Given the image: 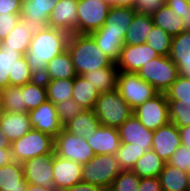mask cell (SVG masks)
<instances>
[{
    "label": "cell",
    "instance_id": "6da1fadb",
    "mask_svg": "<svg viewBox=\"0 0 190 191\" xmlns=\"http://www.w3.org/2000/svg\"><path fill=\"white\" fill-rule=\"evenodd\" d=\"M69 34L63 30L46 27L32 37L25 57L36 79H44L47 63L67 49Z\"/></svg>",
    "mask_w": 190,
    "mask_h": 191
},
{
    "label": "cell",
    "instance_id": "7a4b0ae2",
    "mask_svg": "<svg viewBox=\"0 0 190 191\" xmlns=\"http://www.w3.org/2000/svg\"><path fill=\"white\" fill-rule=\"evenodd\" d=\"M67 50L71 54L77 75H82L109 66H116L108 56L97 47L89 34L69 35Z\"/></svg>",
    "mask_w": 190,
    "mask_h": 191
},
{
    "label": "cell",
    "instance_id": "3957f363",
    "mask_svg": "<svg viewBox=\"0 0 190 191\" xmlns=\"http://www.w3.org/2000/svg\"><path fill=\"white\" fill-rule=\"evenodd\" d=\"M93 110L102 126L117 129L133 114L130 105L117 90L100 93Z\"/></svg>",
    "mask_w": 190,
    "mask_h": 191
},
{
    "label": "cell",
    "instance_id": "277c9868",
    "mask_svg": "<svg viewBox=\"0 0 190 191\" xmlns=\"http://www.w3.org/2000/svg\"><path fill=\"white\" fill-rule=\"evenodd\" d=\"M121 171L115 154L95 155L82 165V182L97 185L108 191Z\"/></svg>",
    "mask_w": 190,
    "mask_h": 191
},
{
    "label": "cell",
    "instance_id": "5b68a950",
    "mask_svg": "<svg viewBox=\"0 0 190 191\" xmlns=\"http://www.w3.org/2000/svg\"><path fill=\"white\" fill-rule=\"evenodd\" d=\"M53 146L54 138L51 135L32 129L11 143V151L14 161L23 163L27 159L52 154Z\"/></svg>",
    "mask_w": 190,
    "mask_h": 191
},
{
    "label": "cell",
    "instance_id": "8992f818",
    "mask_svg": "<svg viewBox=\"0 0 190 191\" xmlns=\"http://www.w3.org/2000/svg\"><path fill=\"white\" fill-rule=\"evenodd\" d=\"M138 75L141 79L150 83L158 92L165 93L176 81L179 70L169 56L159 55L141 67Z\"/></svg>",
    "mask_w": 190,
    "mask_h": 191
},
{
    "label": "cell",
    "instance_id": "52a82bcc",
    "mask_svg": "<svg viewBox=\"0 0 190 191\" xmlns=\"http://www.w3.org/2000/svg\"><path fill=\"white\" fill-rule=\"evenodd\" d=\"M116 90L132 110L158 93L150 83L141 79L138 73L123 71H118Z\"/></svg>",
    "mask_w": 190,
    "mask_h": 191
},
{
    "label": "cell",
    "instance_id": "ba28073f",
    "mask_svg": "<svg viewBox=\"0 0 190 191\" xmlns=\"http://www.w3.org/2000/svg\"><path fill=\"white\" fill-rule=\"evenodd\" d=\"M54 154L75 161L81 165L95 156L86 138L78 137L64 128L54 137Z\"/></svg>",
    "mask_w": 190,
    "mask_h": 191
},
{
    "label": "cell",
    "instance_id": "9c48e42d",
    "mask_svg": "<svg viewBox=\"0 0 190 191\" xmlns=\"http://www.w3.org/2000/svg\"><path fill=\"white\" fill-rule=\"evenodd\" d=\"M133 114L150 130L170 122L169 104L165 93L158 92L155 96L145 101L133 110Z\"/></svg>",
    "mask_w": 190,
    "mask_h": 191
},
{
    "label": "cell",
    "instance_id": "30bf717a",
    "mask_svg": "<svg viewBox=\"0 0 190 191\" xmlns=\"http://www.w3.org/2000/svg\"><path fill=\"white\" fill-rule=\"evenodd\" d=\"M110 7L104 0H79L78 34H90L100 29L106 21Z\"/></svg>",
    "mask_w": 190,
    "mask_h": 191
},
{
    "label": "cell",
    "instance_id": "8fae6325",
    "mask_svg": "<svg viewBox=\"0 0 190 191\" xmlns=\"http://www.w3.org/2000/svg\"><path fill=\"white\" fill-rule=\"evenodd\" d=\"M58 2L59 0H32L22 5L20 21L32 36L48 27L49 16Z\"/></svg>",
    "mask_w": 190,
    "mask_h": 191
},
{
    "label": "cell",
    "instance_id": "7c38bea8",
    "mask_svg": "<svg viewBox=\"0 0 190 191\" xmlns=\"http://www.w3.org/2000/svg\"><path fill=\"white\" fill-rule=\"evenodd\" d=\"M24 178L48 190H55L53 178V153L27 159L22 163Z\"/></svg>",
    "mask_w": 190,
    "mask_h": 191
},
{
    "label": "cell",
    "instance_id": "4fadbf2b",
    "mask_svg": "<svg viewBox=\"0 0 190 191\" xmlns=\"http://www.w3.org/2000/svg\"><path fill=\"white\" fill-rule=\"evenodd\" d=\"M159 55L147 43L123 45L120 59L116 63L118 71L138 73L141 67Z\"/></svg>",
    "mask_w": 190,
    "mask_h": 191
},
{
    "label": "cell",
    "instance_id": "5bb4252c",
    "mask_svg": "<svg viewBox=\"0 0 190 191\" xmlns=\"http://www.w3.org/2000/svg\"><path fill=\"white\" fill-rule=\"evenodd\" d=\"M181 145L180 132L174 123L169 122L153 131L152 150L166 163Z\"/></svg>",
    "mask_w": 190,
    "mask_h": 191
},
{
    "label": "cell",
    "instance_id": "9a60e30c",
    "mask_svg": "<svg viewBox=\"0 0 190 191\" xmlns=\"http://www.w3.org/2000/svg\"><path fill=\"white\" fill-rule=\"evenodd\" d=\"M28 113L34 130L47 133L54 138L63 129V124L58 118L56 106L51 101L47 100Z\"/></svg>",
    "mask_w": 190,
    "mask_h": 191
},
{
    "label": "cell",
    "instance_id": "2e32d148",
    "mask_svg": "<svg viewBox=\"0 0 190 191\" xmlns=\"http://www.w3.org/2000/svg\"><path fill=\"white\" fill-rule=\"evenodd\" d=\"M53 178L56 191L70 188L82 182V165L53 152Z\"/></svg>",
    "mask_w": 190,
    "mask_h": 191
},
{
    "label": "cell",
    "instance_id": "e0dca14e",
    "mask_svg": "<svg viewBox=\"0 0 190 191\" xmlns=\"http://www.w3.org/2000/svg\"><path fill=\"white\" fill-rule=\"evenodd\" d=\"M78 2L79 0H59L49 16L48 27L63 30L69 35L78 34Z\"/></svg>",
    "mask_w": 190,
    "mask_h": 191
},
{
    "label": "cell",
    "instance_id": "ac0fdd59",
    "mask_svg": "<svg viewBox=\"0 0 190 191\" xmlns=\"http://www.w3.org/2000/svg\"><path fill=\"white\" fill-rule=\"evenodd\" d=\"M118 132L121 143L152 149L153 130L147 129L134 114L118 128Z\"/></svg>",
    "mask_w": 190,
    "mask_h": 191
},
{
    "label": "cell",
    "instance_id": "d6986e66",
    "mask_svg": "<svg viewBox=\"0 0 190 191\" xmlns=\"http://www.w3.org/2000/svg\"><path fill=\"white\" fill-rule=\"evenodd\" d=\"M95 155L116 154L121 143L117 128L100 125L86 137Z\"/></svg>",
    "mask_w": 190,
    "mask_h": 191
},
{
    "label": "cell",
    "instance_id": "ffe728a7",
    "mask_svg": "<svg viewBox=\"0 0 190 191\" xmlns=\"http://www.w3.org/2000/svg\"><path fill=\"white\" fill-rule=\"evenodd\" d=\"M0 128L11 142L33 129L28 112L6 111H0Z\"/></svg>",
    "mask_w": 190,
    "mask_h": 191
},
{
    "label": "cell",
    "instance_id": "44dd1931",
    "mask_svg": "<svg viewBox=\"0 0 190 191\" xmlns=\"http://www.w3.org/2000/svg\"><path fill=\"white\" fill-rule=\"evenodd\" d=\"M136 13L134 8L111 6L104 25L94 32H114L126 36L127 29Z\"/></svg>",
    "mask_w": 190,
    "mask_h": 191
},
{
    "label": "cell",
    "instance_id": "7402d4cb",
    "mask_svg": "<svg viewBox=\"0 0 190 191\" xmlns=\"http://www.w3.org/2000/svg\"><path fill=\"white\" fill-rule=\"evenodd\" d=\"M22 163L12 162L0 167V191H26Z\"/></svg>",
    "mask_w": 190,
    "mask_h": 191
},
{
    "label": "cell",
    "instance_id": "603a6c76",
    "mask_svg": "<svg viewBox=\"0 0 190 191\" xmlns=\"http://www.w3.org/2000/svg\"><path fill=\"white\" fill-rule=\"evenodd\" d=\"M77 76L71 54L66 49L47 63L43 80L74 79Z\"/></svg>",
    "mask_w": 190,
    "mask_h": 191
},
{
    "label": "cell",
    "instance_id": "cb8c5ba5",
    "mask_svg": "<svg viewBox=\"0 0 190 191\" xmlns=\"http://www.w3.org/2000/svg\"><path fill=\"white\" fill-rule=\"evenodd\" d=\"M100 121L97 118L93 109L83 110L77 116L69 120L63 125V128L73 135L86 138L100 126Z\"/></svg>",
    "mask_w": 190,
    "mask_h": 191
},
{
    "label": "cell",
    "instance_id": "d4e9b609",
    "mask_svg": "<svg viewBox=\"0 0 190 191\" xmlns=\"http://www.w3.org/2000/svg\"><path fill=\"white\" fill-rule=\"evenodd\" d=\"M89 35L95 40L97 47L101 49L113 63L116 64L119 61L125 36H121V33L114 32H92Z\"/></svg>",
    "mask_w": 190,
    "mask_h": 191
},
{
    "label": "cell",
    "instance_id": "484cf974",
    "mask_svg": "<svg viewBox=\"0 0 190 191\" xmlns=\"http://www.w3.org/2000/svg\"><path fill=\"white\" fill-rule=\"evenodd\" d=\"M152 15L136 13L124 39V45H141L153 28Z\"/></svg>",
    "mask_w": 190,
    "mask_h": 191
},
{
    "label": "cell",
    "instance_id": "4316f807",
    "mask_svg": "<svg viewBox=\"0 0 190 191\" xmlns=\"http://www.w3.org/2000/svg\"><path fill=\"white\" fill-rule=\"evenodd\" d=\"M117 74L118 68L116 65L96 69L81 76L89 81L99 93H106L116 90Z\"/></svg>",
    "mask_w": 190,
    "mask_h": 191
},
{
    "label": "cell",
    "instance_id": "83f0119b",
    "mask_svg": "<svg viewBox=\"0 0 190 191\" xmlns=\"http://www.w3.org/2000/svg\"><path fill=\"white\" fill-rule=\"evenodd\" d=\"M158 178L163 191H189L187 172L168 163Z\"/></svg>",
    "mask_w": 190,
    "mask_h": 191
},
{
    "label": "cell",
    "instance_id": "f1b7e54d",
    "mask_svg": "<svg viewBox=\"0 0 190 191\" xmlns=\"http://www.w3.org/2000/svg\"><path fill=\"white\" fill-rule=\"evenodd\" d=\"M99 95L95 87L81 75L74 78L72 98L84 110L94 109Z\"/></svg>",
    "mask_w": 190,
    "mask_h": 191
},
{
    "label": "cell",
    "instance_id": "f546056e",
    "mask_svg": "<svg viewBox=\"0 0 190 191\" xmlns=\"http://www.w3.org/2000/svg\"><path fill=\"white\" fill-rule=\"evenodd\" d=\"M154 150H147L135 163L131 171L140 178L158 177L165 166Z\"/></svg>",
    "mask_w": 190,
    "mask_h": 191
},
{
    "label": "cell",
    "instance_id": "4dcf8cb0",
    "mask_svg": "<svg viewBox=\"0 0 190 191\" xmlns=\"http://www.w3.org/2000/svg\"><path fill=\"white\" fill-rule=\"evenodd\" d=\"M154 25L166 31L174 37L183 32V21L181 17L164 4L152 15Z\"/></svg>",
    "mask_w": 190,
    "mask_h": 191
},
{
    "label": "cell",
    "instance_id": "1f68e13d",
    "mask_svg": "<svg viewBox=\"0 0 190 191\" xmlns=\"http://www.w3.org/2000/svg\"><path fill=\"white\" fill-rule=\"evenodd\" d=\"M32 34L19 21L16 27L2 40L0 49H12L25 55L29 49Z\"/></svg>",
    "mask_w": 190,
    "mask_h": 191
},
{
    "label": "cell",
    "instance_id": "d6a6232c",
    "mask_svg": "<svg viewBox=\"0 0 190 191\" xmlns=\"http://www.w3.org/2000/svg\"><path fill=\"white\" fill-rule=\"evenodd\" d=\"M24 92V104L26 112L36 109L42 103L48 100L45 81L43 79H34L21 86Z\"/></svg>",
    "mask_w": 190,
    "mask_h": 191
},
{
    "label": "cell",
    "instance_id": "836d02e7",
    "mask_svg": "<svg viewBox=\"0 0 190 191\" xmlns=\"http://www.w3.org/2000/svg\"><path fill=\"white\" fill-rule=\"evenodd\" d=\"M0 111L26 112L24 92H22L21 86L9 85L1 90Z\"/></svg>",
    "mask_w": 190,
    "mask_h": 191
},
{
    "label": "cell",
    "instance_id": "e575fe53",
    "mask_svg": "<svg viewBox=\"0 0 190 191\" xmlns=\"http://www.w3.org/2000/svg\"><path fill=\"white\" fill-rule=\"evenodd\" d=\"M48 101L54 104L65 102L72 97L74 79L44 80Z\"/></svg>",
    "mask_w": 190,
    "mask_h": 191
},
{
    "label": "cell",
    "instance_id": "d590c367",
    "mask_svg": "<svg viewBox=\"0 0 190 191\" xmlns=\"http://www.w3.org/2000/svg\"><path fill=\"white\" fill-rule=\"evenodd\" d=\"M165 95L169 105H190V78L179 75Z\"/></svg>",
    "mask_w": 190,
    "mask_h": 191
},
{
    "label": "cell",
    "instance_id": "8d00e7d4",
    "mask_svg": "<svg viewBox=\"0 0 190 191\" xmlns=\"http://www.w3.org/2000/svg\"><path fill=\"white\" fill-rule=\"evenodd\" d=\"M173 37L160 27L153 25L145 43L158 55L169 56Z\"/></svg>",
    "mask_w": 190,
    "mask_h": 191
},
{
    "label": "cell",
    "instance_id": "74e56055",
    "mask_svg": "<svg viewBox=\"0 0 190 191\" xmlns=\"http://www.w3.org/2000/svg\"><path fill=\"white\" fill-rule=\"evenodd\" d=\"M146 151L145 147L131 146V143H120L115 155L122 170H131Z\"/></svg>",
    "mask_w": 190,
    "mask_h": 191
},
{
    "label": "cell",
    "instance_id": "f35d334b",
    "mask_svg": "<svg viewBox=\"0 0 190 191\" xmlns=\"http://www.w3.org/2000/svg\"><path fill=\"white\" fill-rule=\"evenodd\" d=\"M23 55L12 49H0V90L9 86L12 68Z\"/></svg>",
    "mask_w": 190,
    "mask_h": 191
},
{
    "label": "cell",
    "instance_id": "ab89813d",
    "mask_svg": "<svg viewBox=\"0 0 190 191\" xmlns=\"http://www.w3.org/2000/svg\"><path fill=\"white\" fill-rule=\"evenodd\" d=\"M169 57L172 61L190 60V32L173 37Z\"/></svg>",
    "mask_w": 190,
    "mask_h": 191
},
{
    "label": "cell",
    "instance_id": "60d3db41",
    "mask_svg": "<svg viewBox=\"0 0 190 191\" xmlns=\"http://www.w3.org/2000/svg\"><path fill=\"white\" fill-rule=\"evenodd\" d=\"M35 79L30 70L28 61L23 55L12 68V76H9V85L23 86Z\"/></svg>",
    "mask_w": 190,
    "mask_h": 191
},
{
    "label": "cell",
    "instance_id": "b9f144b4",
    "mask_svg": "<svg viewBox=\"0 0 190 191\" xmlns=\"http://www.w3.org/2000/svg\"><path fill=\"white\" fill-rule=\"evenodd\" d=\"M140 177L131 170H122L108 191H138Z\"/></svg>",
    "mask_w": 190,
    "mask_h": 191
},
{
    "label": "cell",
    "instance_id": "7bdbcfd3",
    "mask_svg": "<svg viewBox=\"0 0 190 191\" xmlns=\"http://www.w3.org/2000/svg\"><path fill=\"white\" fill-rule=\"evenodd\" d=\"M55 106L58 118L63 125L84 110L72 97L65 102L55 104Z\"/></svg>",
    "mask_w": 190,
    "mask_h": 191
},
{
    "label": "cell",
    "instance_id": "ee69618b",
    "mask_svg": "<svg viewBox=\"0 0 190 191\" xmlns=\"http://www.w3.org/2000/svg\"><path fill=\"white\" fill-rule=\"evenodd\" d=\"M169 118L178 128L190 125V105H169Z\"/></svg>",
    "mask_w": 190,
    "mask_h": 191
},
{
    "label": "cell",
    "instance_id": "f6af8a7d",
    "mask_svg": "<svg viewBox=\"0 0 190 191\" xmlns=\"http://www.w3.org/2000/svg\"><path fill=\"white\" fill-rule=\"evenodd\" d=\"M167 163L187 172L190 169V149L181 145Z\"/></svg>",
    "mask_w": 190,
    "mask_h": 191
},
{
    "label": "cell",
    "instance_id": "bcb514c9",
    "mask_svg": "<svg viewBox=\"0 0 190 191\" xmlns=\"http://www.w3.org/2000/svg\"><path fill=\"white\" fill-rule=\"evenodd\" d=\"M20 14H0V39L3 40L20 21Z\"/></svg>",
    "mask_w": 190,
    "mask_h": 191
},
{
    "label": "cell",
    "instance_id": "7dc6e473",
    "mask_svg": "<svg viewBox=\"0 0 190 191\" xmlns=\"http://www.w3.org/2000/svg\"><path fill=\"white\" fill-rule=\"evenodd\" d=\"M164 4L163 0H135L134 9L139 14L153 15Z\"/></svg>",
    "mask_w": 190,
    "mask_h": 191
},
{
    "label": "cell",
    "instance_id": "c3c4849f",
    "mask_svg": "<svg viewBox=\"0 0 190 191\" xmlns=\"http://www.w3.org/2000/svg\"><path fill=\"white\" fill-rule=\"evenodd\" d=\"M20 0H0V14H20Z\"/></svg>",
    "mask_w": 190,
    "mask_h": 191
},
{
    "label": "cell",
    "instance_id": "681fc988",
    "mask_svg": "<svg viewBox=\"0 0 190 191\" xmlns=\"http://www.w3.org/2000/svg\"><path fill=\"white\" fill-rule=\"evenodd\" d=\"M138 191H163L159 178H141L139 182Z\"/></svg>",
    "mask_w": 190,
    "mask_h": 191
},
{
    "label": "cell",
    "instance_id": "f907efd6",
    "mask_svg": "<svg viewBox=\"0 0 190 191\" xmlns=\"http://www.w3.org/2000/svg\"><path fill=\"white\" fill-rule=\"evenodd\" d=\"M165 4L180 17H183V15L190 10V3L186 0H167Z\"/></svg>",
    "mask_w": 190,
    "mask_h": 191
},
{
    "label": "cell",
    "instance_id": "816d5d0a",
    "mask_svg": "<svg viewBox=\"0 0 190 191\" xmlns=\"http://www.w3.org/2000/svg\"><path fill=\"white\" fill-rule=\"evenodd\" d=\"M61 191H106L103 188L86 182H79L74 186Z\"/></svg>",
    "mask_w": 190,
    "mask_h": 191
},
{
    "label": "cell",
    "instance_id": "f5cc1de1",
    "mask_svg": "<svg viewBox=\"0 0 190 191\" xmlns=\"http://www.w3.org/2000/svg\"><path fill=\"white\" fill-rule=\"evenodd\" d=\"M14 162L11 148H0V167Z\"/></svg>",
    "mask_w": 190,
    "mask_h": 191
},
{
    "label": "cell",
    "instance_id": "db71d44e",
    "mask_svg": "<svg viewBox=\"0 0 190 191\" xmlns=\"http://www.w3.org/2000/svg\"><path fill=\"white\" fill-rule=\"evenodd\" d=\"M179 70V75L190 78V60L173 61Z\"/></svg>",
    "mask_w": 190,
    "mask_h": 191
},
{
    "label": "cell",
    "instance_id": "11a10c76",
    "mask_svg": "<svg viewBox=\"0 0 190 191\" xmlns=\"http://www.w3.org/2000/svg\"><path fill=\"white\" fill-rule=\"evenodd\" d=\"M178 129L182 145L190 149V125L179 127Z\"/></svg>",
    "mask_w": 190,
    "mask_h": 191
},
{
    "label": "cell",
    "instance_id": "9f6ffc18",
    "mask_svg": "<svg viewBox=\"0 0 190 191\" xmlns=\"http://www.w3.org/2000/svg\"><path fill=\"white\" fill-rule=\"evenodd\" d=\"M135 0H112L114 7L134 8Z\"/></svg>",
    "mask_w": 190,
    "mask_h": 191
},
{
    "label": "cell",
    "instance_id": "6f0895ef",
    "mask_svg": "<svg viewBox=\"0 0 190 191\" xmlns=\"http://www.w3.org/2000/svg\"><path fill=\"white\" fill-rule=\"evenodd\" d=\"M11 143L12 142L7 138L0 128V148H11Z\"/></svg>",
    "mask_w": 190,
    "mask_h": 191
},
{
    "label": "cell",
    "instance_id": "680465c9",
    "mask_svg": "<svg viewBox=\"0 0 190 191\" xmlns=\"http://www.w3.org/2000/svg\"><path fill=\"white\" fill-rule=\"evenodd\" d=\"M181 19L183 21V31L190 32V10H188Z\"/></svg>",
    "mask_w": 190,
    "mask_h": 191
},
{
    "label": "cell",
    "instance_id": "91938a15",
    "mask_svg": "<svg viewBox=\"0 0 190 191\" xmlns=\"http://www.w3.org/2000/svg\"><path fill=\"white\" fill-rule=\"evenodd\" d=\"M26 191H56V190H48L35 184H28Z\"/></svg>",
    "mask_w": 190,
    "mask_h": 191
},
{
    "label": "cell",
    "instance_id": "94428289",
    "mask_svg": "<svg viewBox=\"0 0 190 191\" xmlns=\"http://www.w3.org/2000/svg\"><path fill=\"white\" fill-rule=\"evenodd\" d=\"M188 176V184H189V191H190V169L187 171Z\"/></svg>",
    "mask_w": 190,
    "mask_h": 191
},
{
    "label": "cell",
    "instance_id": "6125c7cd",
    "mask_svg": "<svg viewBox=\"0 0 190 191\" xmlns=\"http://www.w3.org/2000/svg\"><path fill=\"white\" fill-rule=\"evenodd\" d=\"M32 0H20L21 5H24L28 2H31Z\"/></svg>",
    "mask_w": 190,
    "mask_h": 191
},
{
    "label": "cell",
    "instance_id": "be15d7a7",
    "mask_svg": "<svg viewBox=\"0 0 190 191\" xmlns=\"http://www.w3.org/2000/svg\"><path fill=\"white\" fill-rule=\"evenodd\" d=\"M104 1L108 2L110 6H112V0H104Z\"/></svg>",
    "mask_w": 190,
    "mask_h": 191
}]
</instances>
